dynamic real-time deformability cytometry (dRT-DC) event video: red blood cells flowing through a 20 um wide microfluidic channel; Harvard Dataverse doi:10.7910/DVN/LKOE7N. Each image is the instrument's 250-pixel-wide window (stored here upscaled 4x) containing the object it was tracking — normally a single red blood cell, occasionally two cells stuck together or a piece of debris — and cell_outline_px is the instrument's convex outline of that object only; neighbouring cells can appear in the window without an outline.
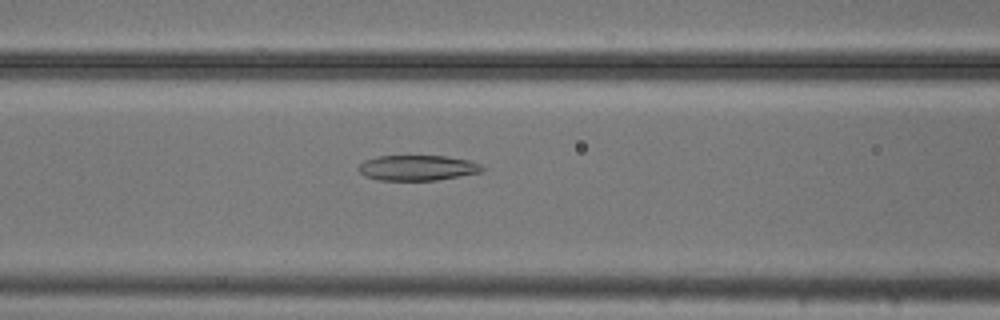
{"species": "common noctule bat (a hibernating species)", "species_latin": "Nyctalus noctula", "temperature_condition": "cold", "stored_images_in_passage": 41, "camera_frame_rate_fps": 3000, "um_per_image_px": 0.085, "animal": {"sex": "male", "body_mass_g": 20.5, "forearm_length_mm": 52.5}, "frame": {"image": 1, "passage_image": 9, "time_ms": 2.667, "image_size_px": [1000, 320], "cell_outline_px": [[488, 168], [480, 172], [436, 180], [380, 180], [364, 176], [356, 168], [364, 160], [376, 156], [444, 156], [468, 160], [480, 164]], "centroid_in_image_um": [35.46, 14.26], "position_along_channel_um": 131.1, "area_um2": 18.26}}
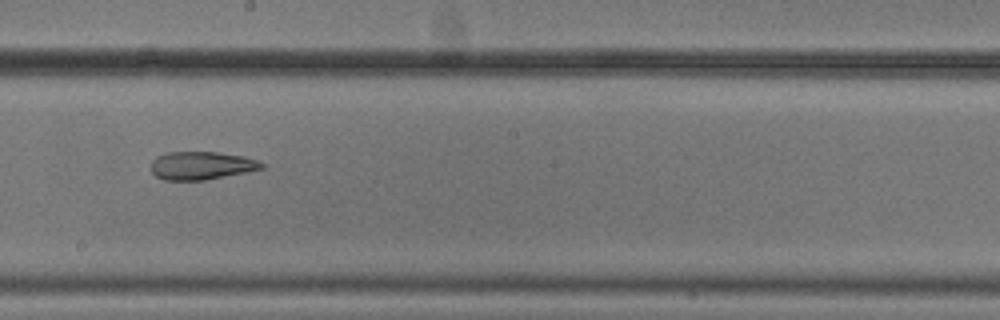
{"frame": {"image": 2, "passage_image": 17, "time_ms": 5.333, "image_size_px": [1000, 320], "cell_outline_px": [[264, 168], [204, 180], [164, 180], [156, 176], [152, 172], [152, 160], [156, 156], [168, 152], [220, 152], [244, 156], [256, 160], [264, 164]], "centroid_in_image_um": [17.1, 14.06], "position_along_channel_um": 231.1, "area_um2": 17.98}}
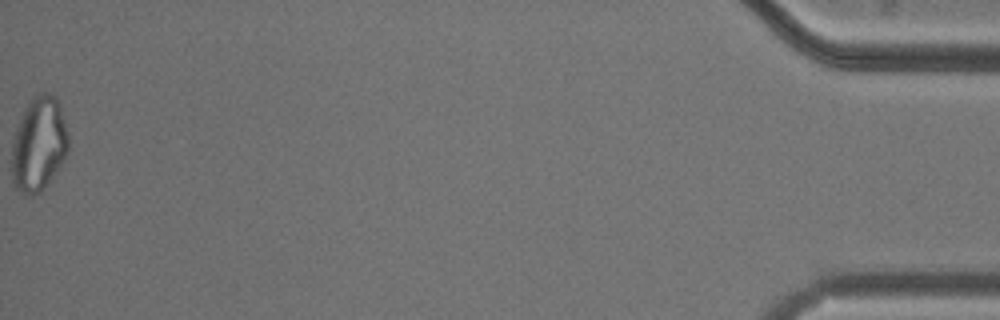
{"frame": {"image": 3, "passage_image": 41, "time_ms": 13.333, "image_size_px": [1000, 320], "cell_outline_px": [[68, 152], [64, 160], [40, 192], [32, 196], [16, 188], [12, 184], [12, 140], [16, 128], [24, 108], [32, 96], [40, 92], [52, 92], [56, 96], [68, 132]], "centroid_in_image_um": [3.29, 12.2], "position_along_channel_um": 431.9, "area_um2": 31.21}, "authors_computed_cell_mechanics": {"area_um2": 20.23, "velocity_mm_per_s": 3.7468, "shape_relaxation_time_tau1_ms": null, "shape_relaxation_time_tau2_ms": 3.7117, "deformation_change_tau1": null, "deformation_change_tau2": 0.1263}}